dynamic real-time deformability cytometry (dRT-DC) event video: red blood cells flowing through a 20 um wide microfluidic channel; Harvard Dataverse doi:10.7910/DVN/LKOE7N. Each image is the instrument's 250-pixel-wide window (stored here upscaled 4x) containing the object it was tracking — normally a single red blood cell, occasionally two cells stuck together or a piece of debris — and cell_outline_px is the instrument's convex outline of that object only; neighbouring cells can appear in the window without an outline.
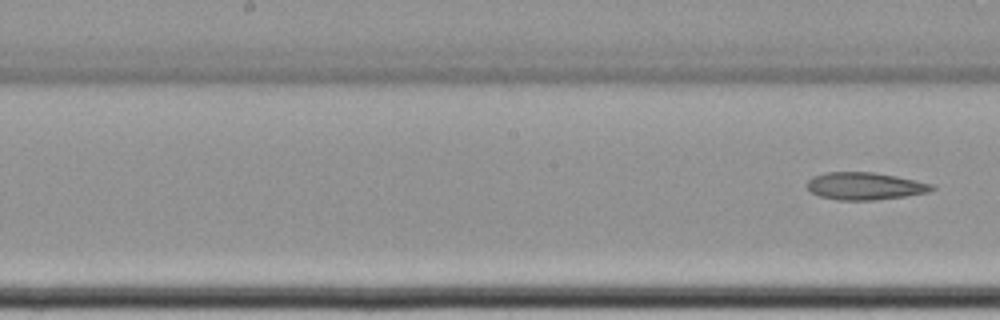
{"species": "common noctule bat (a hibernating species)", "species_latin": "Nyctalus noctula", "temperature_condition": "cold", "stored_images_in_passage": 9, "segment_of_instrument_passage": [2, 2], "camera_frame_rate_fps": 3000, "um_per_image_px": 0.085, "animal": {"sex": "female", "body_mass_g": 22.7, "forearm_length_mm": 54.2}, "frame": {"image": 1, "passage_image": 9, "time_ms": 11.0, "image_size_px": [1000, 320], "cell_outline_px": [[936, 188], [932, 192], [904, 196], [872, 200], [836, 200], [820, 196], [812, 192], [808, 188], [808, 180], [812, 176], [828, 172], [876, 172], [936, 184]], "centroid_in_image_um": [73.58, 15.81], "position_along_channel_um": 174.6, "area_um2": 20.06}}